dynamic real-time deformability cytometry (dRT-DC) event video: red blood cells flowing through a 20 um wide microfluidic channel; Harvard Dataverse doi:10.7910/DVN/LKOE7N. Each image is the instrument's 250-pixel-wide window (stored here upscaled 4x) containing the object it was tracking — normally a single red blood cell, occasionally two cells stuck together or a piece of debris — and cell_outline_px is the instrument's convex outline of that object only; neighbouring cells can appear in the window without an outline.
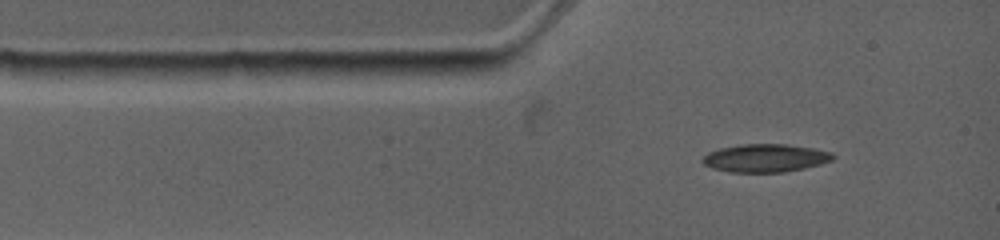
{"species": "common noctule bat (a hibernating species)", "species_latin": "Nyctalus noctula", "temperature_condition": "warm", "stored_images_in_passage": 2, "camera_frame_rate_fps": 4500, "um_per_image_px": 0.085, "animal": {"sex": "female", "body_mass_g": 19.0, "forearm_length_mm": 53.3}, "frame": {"image": 1, "passage_image": 1, "time_ms": 0.0, "image_size_px": [1000, 240], "cell_outline_px": [[836, 156], [832, 160], [820, 164], [804, 168], [784, 172], [728, 172], [712, 168], [704, 164], [700, 160], [708, 152], [720, 148], [740, 144], [784, 144], [812, 148], [832, 152]], "centroid_in_image_um": [65.04, 13.43], "position_along_channel_um": 20.0, "area_um2": 21.33}}